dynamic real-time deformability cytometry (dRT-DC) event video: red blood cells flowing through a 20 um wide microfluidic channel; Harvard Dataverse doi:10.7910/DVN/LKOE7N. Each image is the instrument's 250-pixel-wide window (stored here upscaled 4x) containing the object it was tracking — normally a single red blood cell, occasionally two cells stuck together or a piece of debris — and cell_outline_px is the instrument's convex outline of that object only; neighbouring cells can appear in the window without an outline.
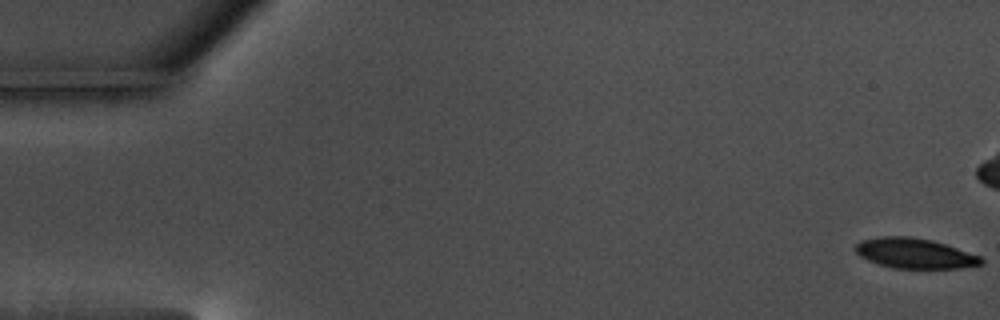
{"species": "common noctule bat (a hibernating species)", "species_latin": "Nyctalus noctula", "temperature_condition": "warm", "stored_images_in_passage": 53, "camera_frame_rate_fps": 3000, "um_per_image_px": 0.085, "animal": {"sex": "male", "body_mass_g": 17.5, "forearm_length_mm": 52.3}, "frame": {"image": 1, "passage_image": 1, "time_ms": 0.0, "image_size_px": [1000, 320], "cell_outline_px": [[984, 264], [960, 268], [892, 268], [868, 260], [860, 256], [856, 252], [856, 244], [860, 240], [880, 236], [908, 236], [932, 240], [980, 256], [984, 260]], "centroid_in_image_um": [77.74, 21.53], "position_along_channel_um": 7.3, "area_um2": 21.96}}
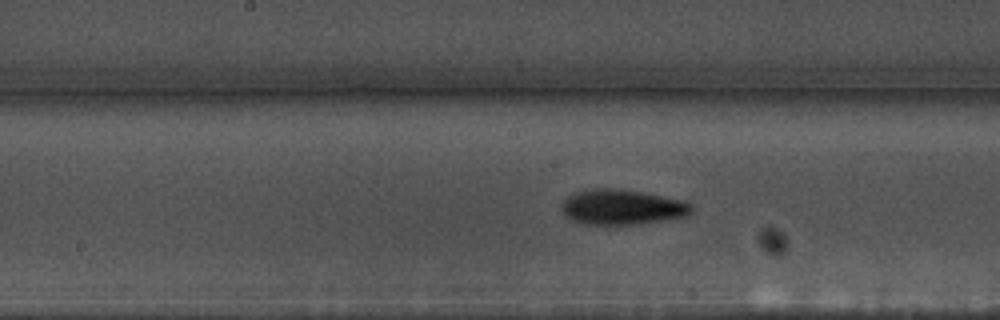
{"frame": {"image": 2, "passage_image": 30, "time_ms": 9.667, "image_size_px": [1000, 320], "cell_outline_px": [[696, 208], [692, 212], [684, 216], [664, 220], [636, 224], [584, 224], [572, 220], [564, 216], [560, 208], [564, 200], [568, 196], [576, 192], [596, 188], [608, 188], [640, 192], [680, 200], [692, 204]], "centroid_in_image_um": [52.84, 17.61], "position_along_channel_um": 195.4, "area_um2": 26.36}}
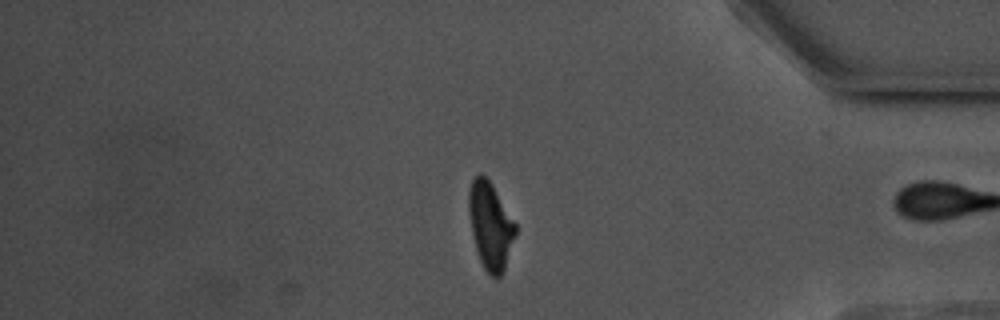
{"frame": {"image": 3, "passage_image": 49, "time_ms": 16.0, "image_size_px": [1000, 320], "cell_outline_px": [[516, 232], [504, 268], [500, 276], [492, 276], [484, 268], [480, 260], [476, 248], [472, 232], [468, 212], [468, 192], [472, 180], [480, 172], [492, 184], [516, 224]], "centroid_in_image_um": [41.66, 19.14], "position_along_channel_um": 393.5, "area_um2": 23.18}}